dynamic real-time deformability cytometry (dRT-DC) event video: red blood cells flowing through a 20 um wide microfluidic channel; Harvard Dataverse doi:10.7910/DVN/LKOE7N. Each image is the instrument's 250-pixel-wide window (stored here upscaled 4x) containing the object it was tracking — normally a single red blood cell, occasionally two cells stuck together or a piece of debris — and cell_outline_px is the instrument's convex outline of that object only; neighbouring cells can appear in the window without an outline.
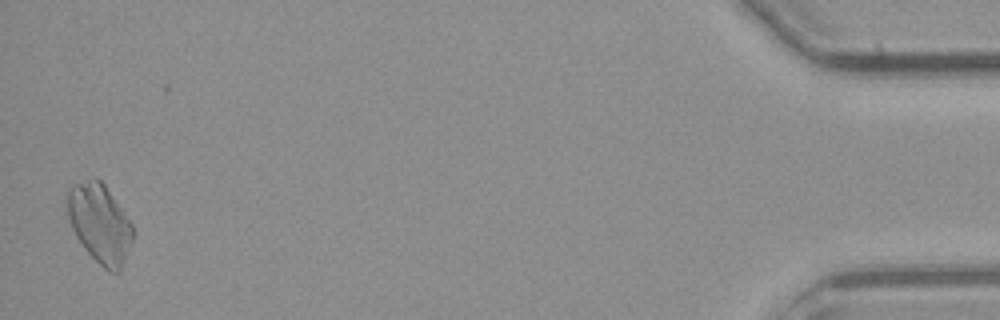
{"species": "common noctule bat (a hibernating species)", "species_latin": "Nyctalus noctula", "temperature_condition": "cold", "stored_images_in_passage": 39, "camera_frame_rate_fps": 3000, "um_per_image_px": 0.085, "animal": {"sex": "male", "body_mass_g": 23.1, "forearm_length_mm": 52.7}, "frame": {"image": 1, "passage_image": 38, "time_ms": 12.333, "image_size_px": [1000, 320], "cell_outline_px": [[132, 240], [120, 272], [108, 272], [84, 248], [76, 236], [68, 220], [68, 188], [72, 184], [92, 176], [96, 176], [104, 184], [124, 212], [132, 224]], "centroid_in_image_um": [8.46, 18.95], "position_along_channel_um": 426.7, "area_um2": 29.94}}